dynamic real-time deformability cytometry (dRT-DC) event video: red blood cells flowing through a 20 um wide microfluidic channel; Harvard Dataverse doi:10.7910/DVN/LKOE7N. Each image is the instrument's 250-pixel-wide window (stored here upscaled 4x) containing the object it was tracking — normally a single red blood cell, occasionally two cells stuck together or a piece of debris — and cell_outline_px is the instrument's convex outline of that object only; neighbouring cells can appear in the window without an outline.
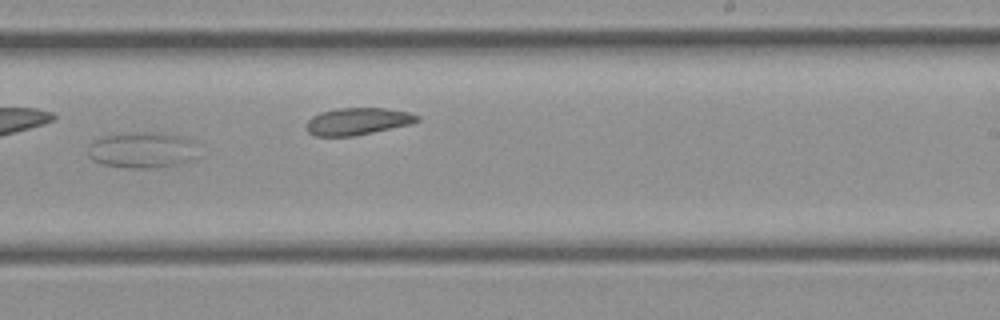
{"species": "common noctule bat (a hibernating species)", "species_latin": "Nyctalus noctula", "temperature_condition": "cold", "stored_images_in_passage": 28, "camera_frame_rate_fps": 3000, "um_per_image_px": 0.085, "animal": {"sex": "female", "body_mass_g": 21.9}, "frame": {"image": 1, "passage_image": 16, "time_ms": 5.0, "image_size_px": [1000, 320], "cell_outline_px": [[200, 156], [192, 160], [180, 164], [156, 168], [124, 168], [100, 164], [92, 160], [88, 156], [88, 144], [104, 136], [136, 132], [160, 132], [180, 136], [192, 140], [196, 144]], "centroid_in_image_um": [12.13, 12.77], "position_along_channel_um": 276.9, "area_um2": 23.7}}